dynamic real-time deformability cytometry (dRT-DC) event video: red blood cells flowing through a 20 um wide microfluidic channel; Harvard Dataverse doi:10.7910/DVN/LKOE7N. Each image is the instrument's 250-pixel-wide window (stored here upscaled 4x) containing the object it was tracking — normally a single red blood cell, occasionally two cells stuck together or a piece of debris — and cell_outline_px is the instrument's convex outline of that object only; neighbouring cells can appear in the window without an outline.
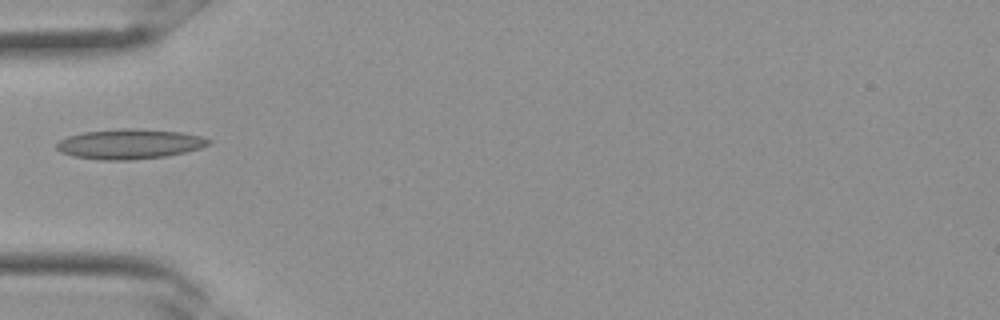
{"species": "Egyptian fruit bat (a non-hibernating species)", "species_latin": "Rousettus aegyptiacus", "temperature_condition": "room temperature", "stored_images_in_passage": 10, "camera_frame_rate_fps": 3000, "um_per_image_px": 0.085, "frame": {"image": 1, "passage_image": 1, "time_ms": 0.0, "image_size_px": [1000, 320], "cell_outline_px": [[212, 144], [200, 148], [184, 152], [164, 156], [132, 160], [100, 160], [72, 156], [60, 152], [56, 148], [56, 144], [60, 140], [68, 136], [84, 132], [120, 128], [132, 128], [180, 132], [200, 136], [212, 140]], "centroid_in_image_um": [11.0, 12.24], "position_along_channel_um": 74.0, "area_um2": 26.53}}
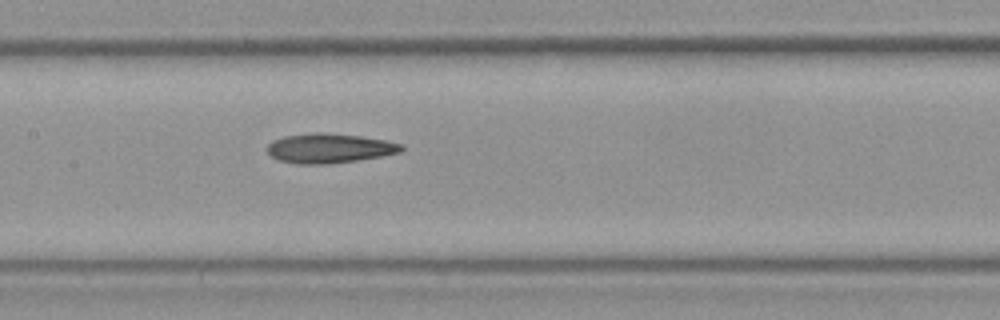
{"frame": {"image": 2, "passage_image": 6, "time_ms": 1.667, "image_size_px": [1000, 320], "cell_outline_px": [[404, 148], [400, 152], [380, 156], [356, 160], [328, 164], [296, 164], [280, 160], [272, 156], [268, 152], [268, 144], [272, 140], [284, 136], [312, 132], [324, 132], [360, 136], [388, 140], [404, 144]], "centroid_in_image_um": [28.01, 12.59], "position_along_channel_um": 179.4, "area_um2": 23.18}}
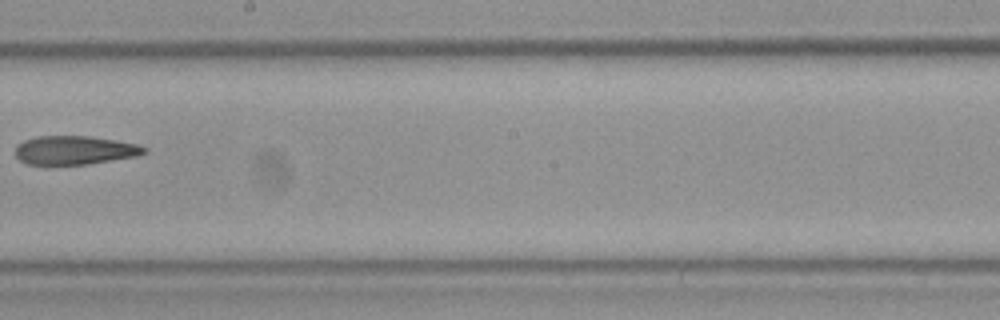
{"frame": {"image": 3, "passage_image": 9, "time_ms": 2.667, "image_size_px": [1000, 320], "cell_outline_px": [[148, 152], [136, 156], [88, 164], [24, 164], [16, 156], [16, 144], [24, 140], [36, 136], [92, 136], [116, 140], [136, 144], [148, 148]], "centroid_in_image_um": [6.34, 12.76], "position_along_channel_um": 241.9, "area_um2": 21.62}}